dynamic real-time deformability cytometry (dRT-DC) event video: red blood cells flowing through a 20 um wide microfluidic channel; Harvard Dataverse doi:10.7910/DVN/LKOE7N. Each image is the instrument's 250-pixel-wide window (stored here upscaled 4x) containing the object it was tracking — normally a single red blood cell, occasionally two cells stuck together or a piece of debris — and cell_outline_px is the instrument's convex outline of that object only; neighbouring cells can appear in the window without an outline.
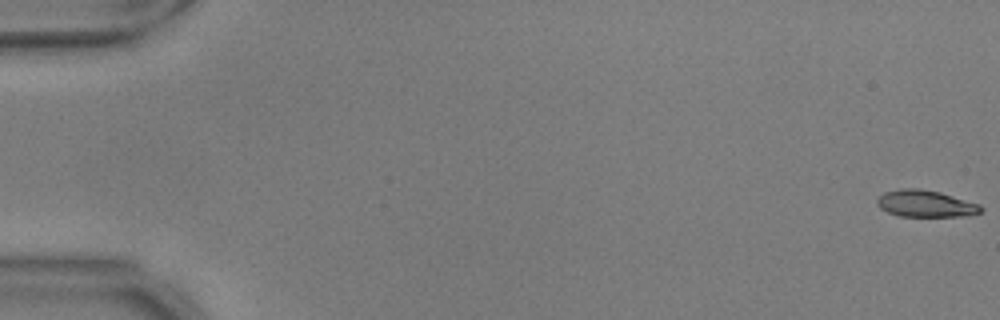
{"species": "common noctule bat (a hibernating species)", "species_latin": "Nyctalus noctula", "temperature_condition": "warm", "stored_images_in_passage": 55, "camera_frame_rate_fps": 3000, "um_per_image_px": 0.085, "animal": {"sex": "male", "body_mass_g": 17.9, "forearm_length_mm": 54.2}, "frame": {"image": 1, "passage_image": 1, "time_ms": 0.0, "image_size_px": [1000, 320], "cell_outline_px": [[984, 208], [980, 212], [968, 216], [900, 216], [888, 212], [880, 208], [876, 204], [876, 200], [884, 192], [900, 188], [920, 188], [940, 192], [980, 204]], "centroid_in_image_um": [78.67, 17.3], "position_along_channel_um": 6.3, "area_um2": 16.3}}
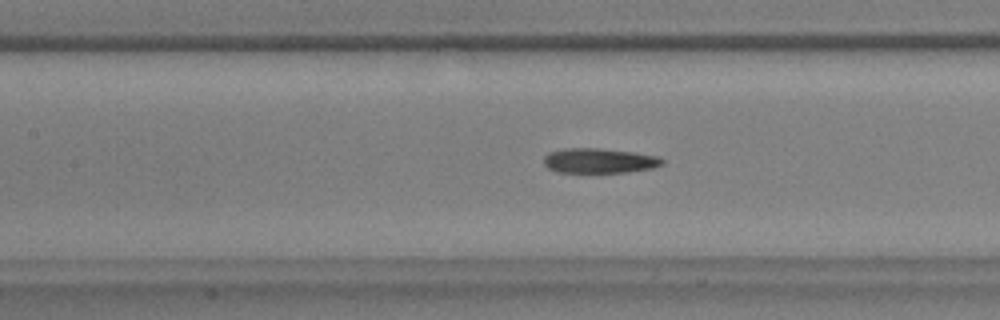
{"frame": {"image": 2, "passage_image": 26, "time_ms": 8.333, "image_size_px": [1000, 320], "cell_outline_px": [[664, 164], [652, 168], [628, 172], [556, 172], [548, 168], [544, 164], [544, 156], [548, 152], [564, 148], [600, 148], [632, 152], [660, 156], [664, 160]], "centroid_in_image_um": [50.94, 13.65], "position_along_channel_um": 156.5, "area_um2": 17.28}}
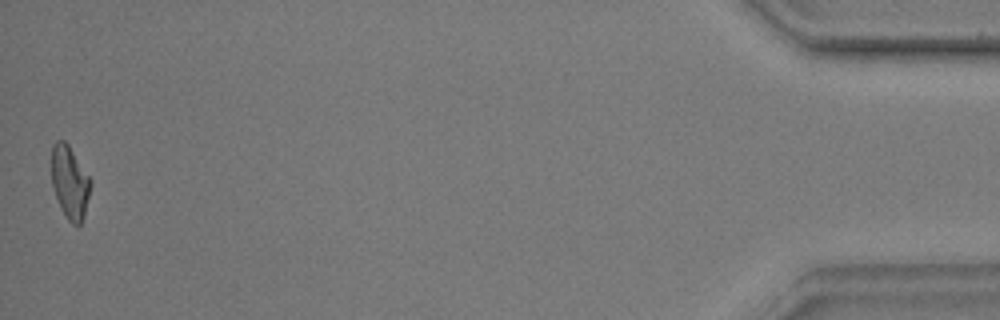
{"frame": {"image": 3, "passage_image": 55, "time_ms": 18.0, "image_size_px": [1000, 320], "cell_outline_px": [[92, 184], [84, 216], [80, 224], [76, 228], [68, 220], [60, 208], [52, 188], [52, 144], [56, 140], [64, 140], [68, 144], [92, 180]], "centroid_in_image_um": [5.94, 15.51], "position_along_channel_um": 429.3, "area_um2": 16.82}, "authors_computed_cell_mechanics": {"area_um2": 17.5134, "velocity_mm_per_s": 3.7336, "shape_relaxation_time_tau1_ms": 9.5129, "shape_relaxation_time_tau2_ms": 3.2016, "deformation_change_tau1": 0.2406, "deformation_change_tau2": 0.1158}}